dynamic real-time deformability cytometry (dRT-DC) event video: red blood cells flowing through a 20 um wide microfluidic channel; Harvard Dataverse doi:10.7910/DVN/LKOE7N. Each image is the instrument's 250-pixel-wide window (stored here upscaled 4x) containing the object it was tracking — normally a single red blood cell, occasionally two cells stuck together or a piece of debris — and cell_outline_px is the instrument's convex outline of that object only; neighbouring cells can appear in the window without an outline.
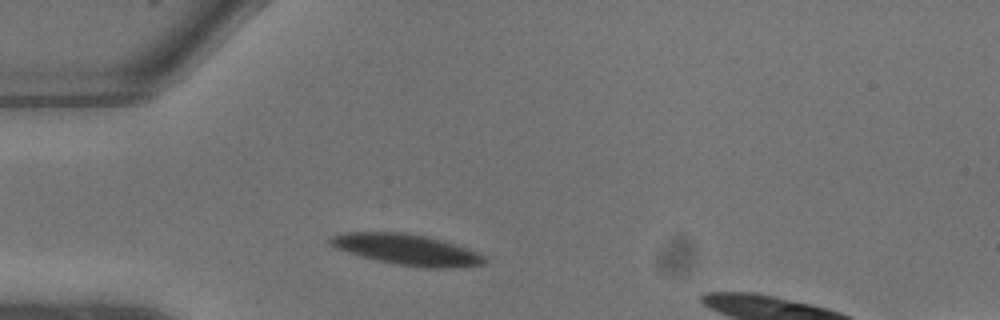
{"species": "common noctule bat (a hibernating species)", "species_latin": "Nyctalus noctula", "temperature_condition": "warm", "stored_images_in_passage": 4, "camera_frame_rate_fps": 3000, "um_per_image_px": 0.085, "animal": {"sex": "male", "body_mass_g": 13.3}, "frame": {"image": 1, "passage_image": 2, "time_ms": 0.333, "image_size_px": [1000, 320], "cell_outline_px": [[488, 260], [484, 264], [452, 268], [428, 268], [396, 264], [360, 256], [336, 248], [328, 244], [328, 236], [340, 232], [404, 232], [424, 236], [440, 240], [480, 252], [488, 256]], "centroid_in_image_um": [34.58, 21.21], "position_along_channel_um": 50.4, "area_um2": 27.92}}
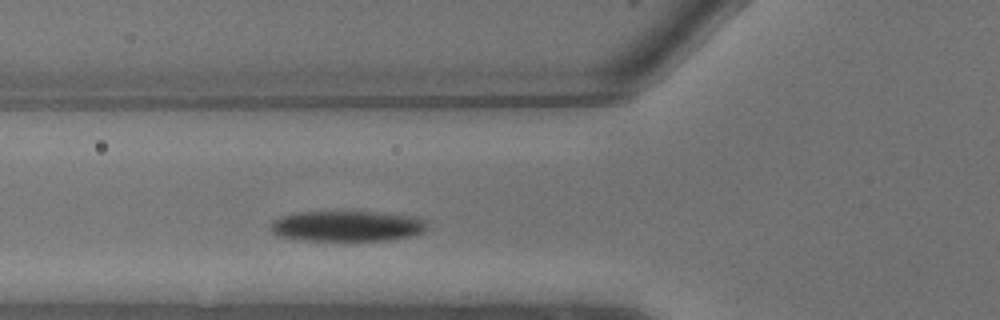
{"frame": {"image": 2, "passage_image": 4, "time_ms": 1.0, "image_size_px": [1000, 320], "cell_outline_px": [[428, 228], [424, 232], [408, 236], [384, 240], [300, 240], [276, 236], [268, 228], [268, 224], [272, 220], [280, 216], [296, 212], [372, 212], [408, 216], [428, 220]], "centroid_in_image_um": [29.41, 19.22], "position_along_channel_um": 96.4, "area_um2": 27.98}}